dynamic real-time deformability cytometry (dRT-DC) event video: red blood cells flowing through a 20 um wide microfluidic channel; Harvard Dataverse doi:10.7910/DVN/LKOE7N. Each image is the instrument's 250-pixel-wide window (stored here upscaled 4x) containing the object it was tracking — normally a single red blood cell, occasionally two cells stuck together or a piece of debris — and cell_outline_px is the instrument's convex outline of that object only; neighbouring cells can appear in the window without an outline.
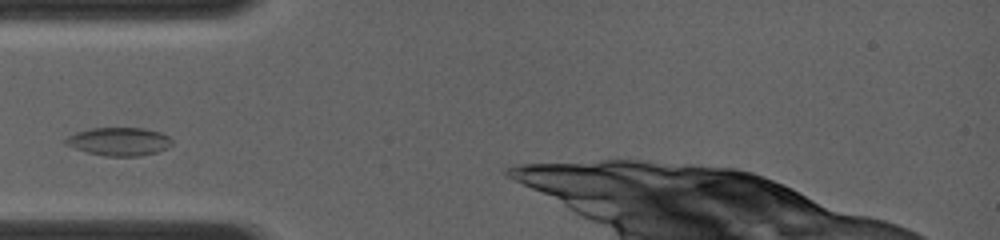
{"species": "common noctule bat (a hibernating species)", "species_latin": "Nyctalus noctula", "temperature_condition": "room temperature", "stored_images_in_passage": 1, "camera_frame_rate_fps": 4000, "um_per_image_px": 0.085, "animal": {"sex": "female", "body_mass_g": 19.0, "forearm_length_mm": 56.7}, "frame": {"image": 1, "passage_image": 1, "time_ms": 0.0, "image_size_px": [1000, 240], "cell_outline_px": [[172, 144], [168, 148], [156, 152], [140, 156], [104, 156], [88, 152], [64, 144], [64, 140], [68, 136], [76, 132], [92, 128], [144, 128], [160, 132], [168, 136], [172, 140]], "centroid_in_image_um": [10.13, 12.03], "position_along_channel_um": 74.9, "area_um2": 17.46}}